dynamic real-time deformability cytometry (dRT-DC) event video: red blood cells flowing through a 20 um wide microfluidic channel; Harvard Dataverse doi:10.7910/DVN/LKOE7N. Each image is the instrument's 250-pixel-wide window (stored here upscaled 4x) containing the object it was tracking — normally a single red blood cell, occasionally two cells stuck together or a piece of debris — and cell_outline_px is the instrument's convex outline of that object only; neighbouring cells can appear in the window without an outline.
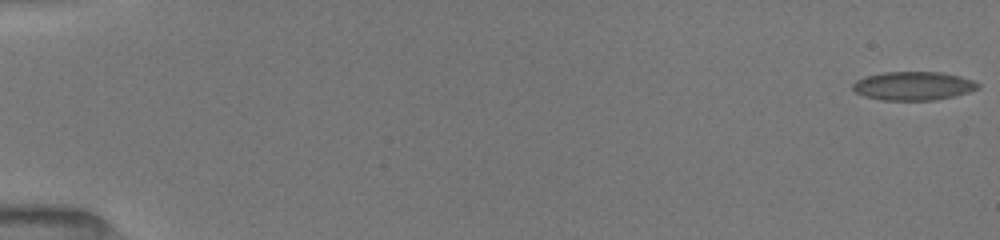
{"species": "common noctule bat (a hibernating species)", "species_latin": "Nyctalus noctula", "temperature_condition": "room temperature", "stored_images_in_passage": 47, "camera_frame_rate_fps": 3000, "um_per_image_px": 0.085, "animal": {"sex": "female", "body_mass_g": 19.5, "forearm_length_mm": 54.1}, "frame": {"image": 1, "passage_image": 1, "time_ms": 0.0, "image_size_px": [1000, 240], "cell_outline_px": [[980, 88], [968, 92], [936, 100], [880, 100], [864, 96], [856, 92], [852, 88], [852, 84], [856, 80], [864, 76], [884, 72], [940, 72], [960, 76], [972, 80], [980, 84]], "centroid_in_image_um": [77.61, 7.3], "position_along_channel_um": 7.4, "area_um2": 20.92}}
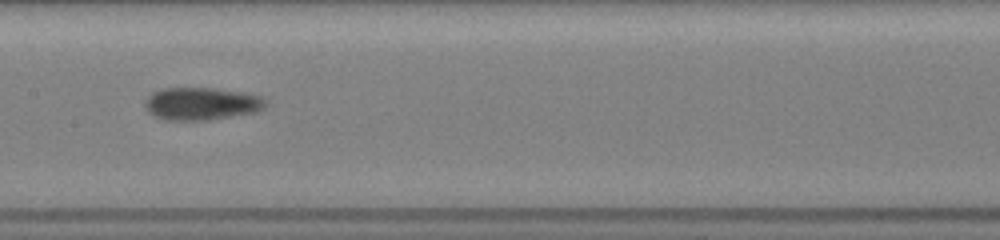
{"frame": {"image": 2, "passage_image": 27, "time_ms": 8.667, "image_size_px": [1000, 240], "cell_outline_px": [[268, 104], [264, 108], [256, 112], [208, 120], [164, 120], [152, 116], [144, 108], [144, 104], [148, 96], [152, 92], [164, 88], [216, 88], [240, 92], [260, 96], [268, 100]], "centroid_in_image_um": [17.11, 8.82], "position_along_channel_um": 190.3, "area_um2": 23.18}}
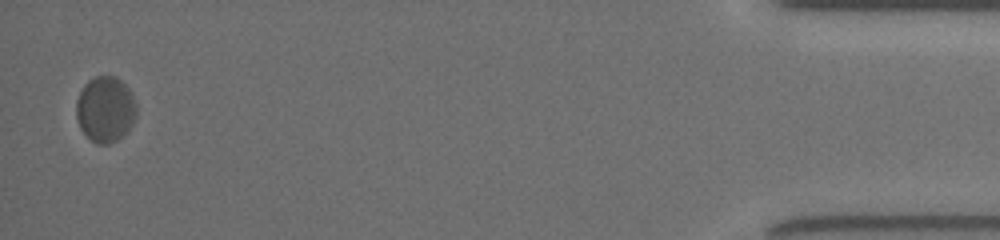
{"frame": {"image": 3, "passage_image": 47, "time_ms": 15.333, "image_size_px": [1000, 240], "cell_outline_px": [[136, 116], [132, 124], [116, 140], [108, 144], [100, 144], [92, 140], [80, 128], [76, 116], [76, 100], [84, 84], [88, 80], [96, 76], [116, 76], [128, 88], [136, 104]], "centroid_in_image_um": [8.93, 9.26], "position_along_channel_um": 426.3, "area_um2": 22.77}, "authors_computed_cell_mechanics": {"area_um2": 21.2704, "velocity_mm_per_s": 3.9476, "shape_relaxation_time_tau1_ms": 4.3868, "shape_relaxation_time_tau2_ms": 1.2878, "deformation_change_tau1": 0.1004, "deformation_change_tau2": 0.038}}